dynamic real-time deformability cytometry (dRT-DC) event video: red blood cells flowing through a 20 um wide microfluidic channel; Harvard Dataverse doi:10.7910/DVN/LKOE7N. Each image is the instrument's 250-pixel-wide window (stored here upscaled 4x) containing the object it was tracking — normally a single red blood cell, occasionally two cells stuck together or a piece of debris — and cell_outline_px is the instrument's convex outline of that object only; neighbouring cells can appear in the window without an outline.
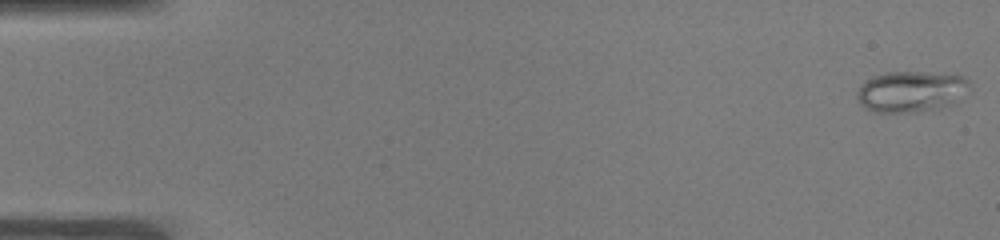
{"species": "common noctule bat (a hibernating species)", "species_latin": "Nyctalus noctula", "temperature_condition": "warm", "stored_images_in_passage": 52, "camera_frame_rate_fps": 3000, "um_per_image_px": 0.085, "animal": {"sex": "male", "body_mass_g": 19.0, "forearm_length_mm": 50.8}, "frame": {"image": 1, "passage_image": 1, "time_ms": 0.0, "image_size_px": [1000, 240], "cell_outline_px": [[972, 84], [956, 104], [940, 108], [916, 112], [872, 112], [860, 104], [856, 96], [856, 92], [860, 84], [864, 80], [872, 76], [888, 72], [924, 72], [964, 76]], "centroid_in_image_um": [77.44, 7.78], "position_along_channel_um": 7.6, "area_um2": 27.34}}
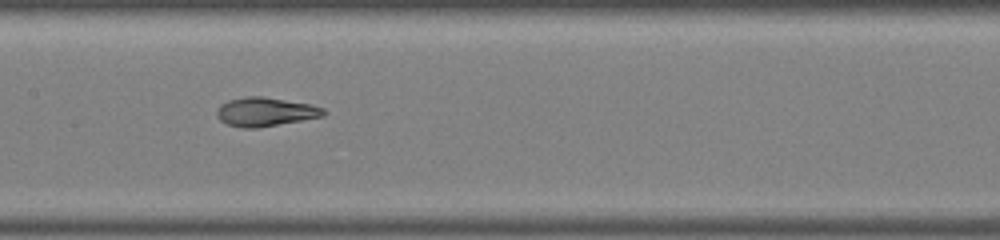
{"frame": {"image": 2, "passage_image": 26, "time_ms": 8.333, "image_size_px": [1000, 240], "cell_outline_px": [[328, 112], [324, 116], [256, 128], [240, 128], [228, 124], [220, 120], [216, 116], [216, 112], [220, 104], [228, 100], [248, 96], [264, 96], [312, 104], [324, 108]], "centroid_in_image_um": [22.57, 9.49], "position_along_channel_um": 184.8, "area_um2": 18.09}}
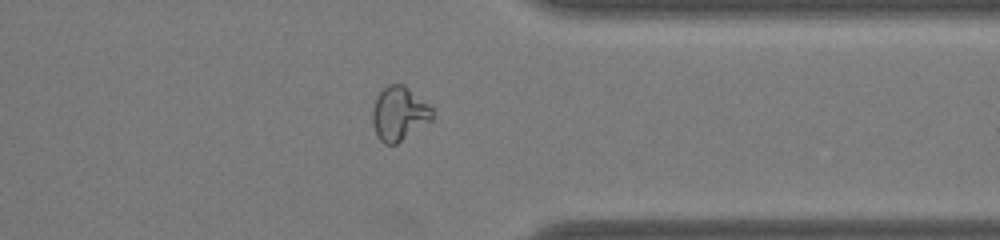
{"frame": {"image": 3, "passage_image": 41, "time_ms": 13.333, "image_size_px": [1000, 240], "cell_outline_px": [[432, 120], [396, 144], [384, 144], [380, 140], [372, 124], [372, 108], [376, 96], [388, 84], [404, 84], [428, 104], [432, 108]], "centroid_in_image_um": [33.9, 9.65], "position_along_channel_um": 377.5, "area_um2": 18.73}, "authors_computed_cell_mechanics": {"area_um2": 20.8947, "velocity_mm_per_s": 3.9348, "shape_relaxation_time_tau1_ms": null, "shape_relaxation_time_tau2_ms": 0.9577, "deformation_change_tau1": null, "deformation_change_tau2": 0.0395}}